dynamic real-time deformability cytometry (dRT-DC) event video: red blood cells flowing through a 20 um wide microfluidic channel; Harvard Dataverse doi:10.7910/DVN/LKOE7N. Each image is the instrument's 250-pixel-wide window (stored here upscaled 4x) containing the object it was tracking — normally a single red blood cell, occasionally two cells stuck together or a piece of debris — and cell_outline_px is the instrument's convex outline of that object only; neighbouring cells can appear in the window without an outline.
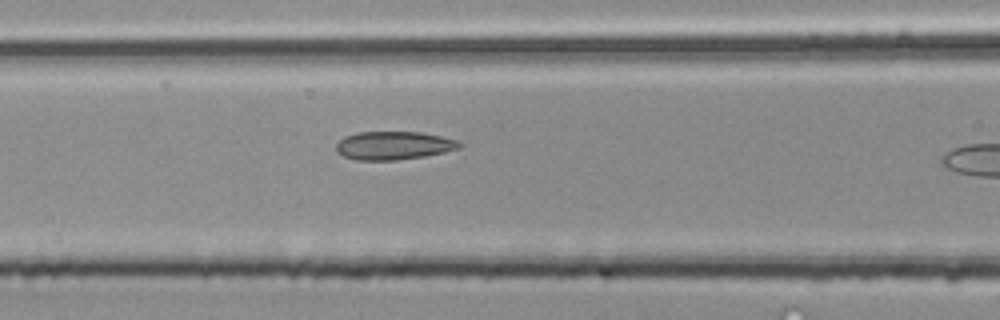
{"species": "common noctule bat (a hibernating species)", "species_latin": "Nyctalus noctula", "temperature_condition": "room temperature", "stored_images_in_passage": 18, "camera_frame_rate_fps": 3000, "um_per_image_px": 0.085, "animal": {"sex": "male", "body_mass_g": 20.4}, "frame": {"image": 1, "passage_image": 11, "time_ms": 3.333, "image_size_px": [1000, 320], "cell_outline_px": [[464, 144], [460, 148], [444, 152], [424, 156], [396, 160], [356, 160], [344, 156], [336, 152], [336, 144], [344, 136], [356, 132], [420, 132], [460, 140]], "centroid_in_image_um": [33.47, 12.36], "position_along_channel_um": 133.1, "area_um2": 20.46}}
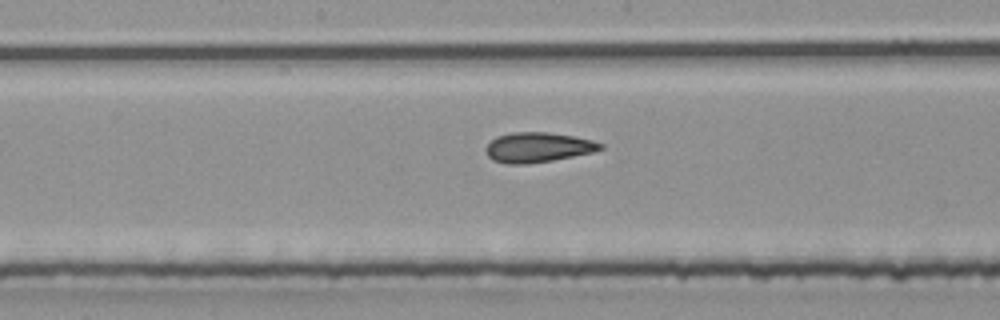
{"frame": {"image": 2, "passage_image": 16, "time_ms": 5.0, "image_size_px": [1000, 320], "cell_outline_px": [[604, 148], [592, 152], [552, 160], [528, 164], [508, 164], [492, 160], [484, 152], [484, 148], [496, 136], [512, 132], [548, 132], [572, 136], [592, 140], [604, 144]], "centroid_in_image_um": [45.68, 12.52], "position_along_channel_um": 202.5, "area_um2": 20.0}}